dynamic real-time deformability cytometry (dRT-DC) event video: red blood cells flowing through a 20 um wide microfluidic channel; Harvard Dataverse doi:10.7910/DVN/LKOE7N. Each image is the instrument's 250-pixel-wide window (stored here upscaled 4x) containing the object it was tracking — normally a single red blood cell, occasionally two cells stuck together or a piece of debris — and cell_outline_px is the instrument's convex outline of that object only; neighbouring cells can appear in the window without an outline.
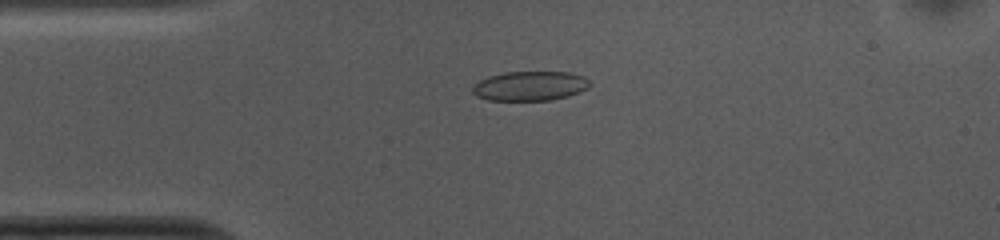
{"species": "common noctule bat (a hibernating species)", "species_latin": "Nyctalus noctula", "temperature_condition": "cold", "stored_images_in_passage": 52, "camera_frame_rate_fps": 3000, "um_per_image_px": 0.085, "animal": {"sex": "female", "body_mass_g": 10.0, "forearm_length_mm": 53.1}, "frame": {"image": 1, "passage_image": 11, "time_ms": 3.333, "image_size_px": [1000, 240], "cell_outline_px": [[588, 88], [580, 92], [568, 96], [552, 100], [488, 100], [476, 96], [472, 92], [472, 84], [488, 76], [504, 72], [568, 72], [584, 76], [588, 80]], "centroid_in_image_um": [45.01, 7.31], "position_along_channel_um": 40.0, "area_um2": 20.23}}
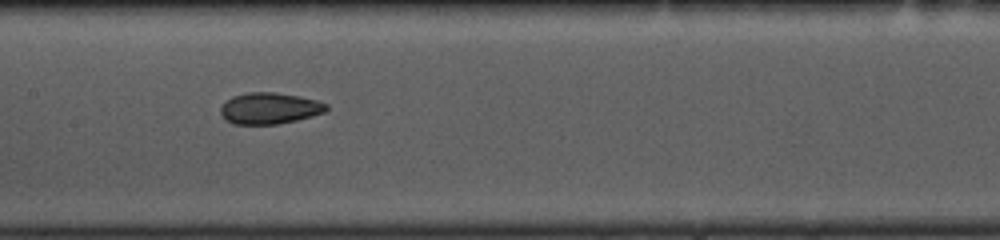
{"frame": {"image": 2, "passage_image": 24, "time_ms": 7.667, "image_size_px": [1000, 240], "cell_outline_px": [[328, 108], [324, 112], [296, 120], [276, 124], [236, 124], [224, 120], [220, 112], [220, 108], [232, 96], [248, 92], [276, 92], [300, 96], [316, 100], [328, 104]], "centroid_in_image_um": [22.9, 9.2], "position_along_channel_um": 184.5, "area_um2": 19.25}}
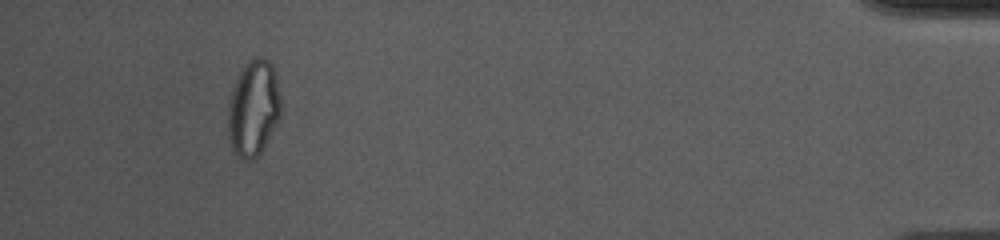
{"frame": {"image": 3, "passage_image": 48, "time_ms": 15.667, "image_size_px": [1000, 240], "cell_outline_px": [[280, 116], [276, 124], [260, 152], [252, 160], [244, 160], [232, 148], [228, 132], [228, 100], [236, 76], [248, 60], [256, 56], [260, 56], [268, 60], [272, 64], [276, 76], [280, 96]], "centroid_in_image_um": [21.52, 9.13], "position_along_channel_um": 413.7, "area_um2": 29.48}, "authors_computed_cell_mechanics": {"area_um2": 20.3456, "velocity_mm_per_s": 3.736, "shape_relaxation_time_tau1_ms": null, "shape_relaxation_time_tau2_ms": 2.4445, "deformation_change_tau1": null, "deformation_change_tau2": 0.0839}}